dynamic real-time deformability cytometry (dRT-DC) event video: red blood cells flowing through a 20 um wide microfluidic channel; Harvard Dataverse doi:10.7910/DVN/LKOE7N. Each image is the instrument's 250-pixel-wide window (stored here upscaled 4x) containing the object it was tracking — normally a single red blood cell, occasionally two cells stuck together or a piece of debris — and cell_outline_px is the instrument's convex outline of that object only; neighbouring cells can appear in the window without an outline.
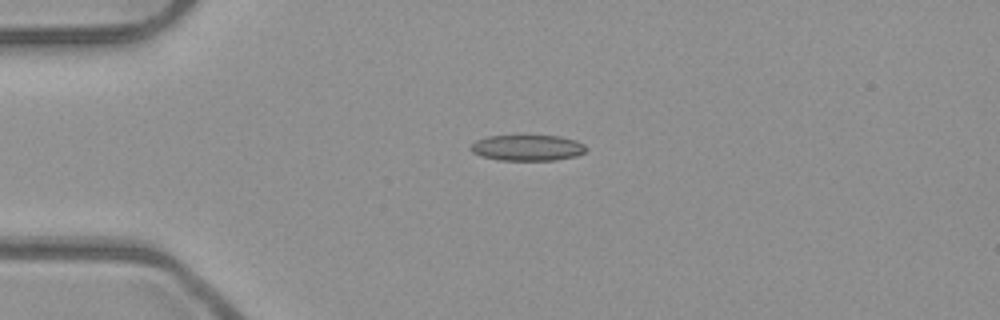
{"species": "common noctule bat (a hibernating species)", "species_latin": "Nyctalus noctula", "temperature_condition": "room temperature", "stored_images_in_passage": 5, "camera_frame_rate_fps": 3000, "um_per_image_px": 0.085, "animal": {"sex": "male", "body_mass_g": 23.1, "forearm_length_mm": 52.7}, "frame": {"image": 1, "passage_image": 4, "time_ms": 1.0, "image_size_px": [1000, 320], "cell_outline_px": [[588, 148], [584, 152], [576, 156], [556, 160], [500, 160], [480, 156], [472, 152], [468, 148], [476, 140], [488, 136], [560, 136], [576, 140], [584, 144]], "centroid_in_image_um": [44.83, 12.56], "position_along_channel_um": 40.2, "area_um2": 17.46}}